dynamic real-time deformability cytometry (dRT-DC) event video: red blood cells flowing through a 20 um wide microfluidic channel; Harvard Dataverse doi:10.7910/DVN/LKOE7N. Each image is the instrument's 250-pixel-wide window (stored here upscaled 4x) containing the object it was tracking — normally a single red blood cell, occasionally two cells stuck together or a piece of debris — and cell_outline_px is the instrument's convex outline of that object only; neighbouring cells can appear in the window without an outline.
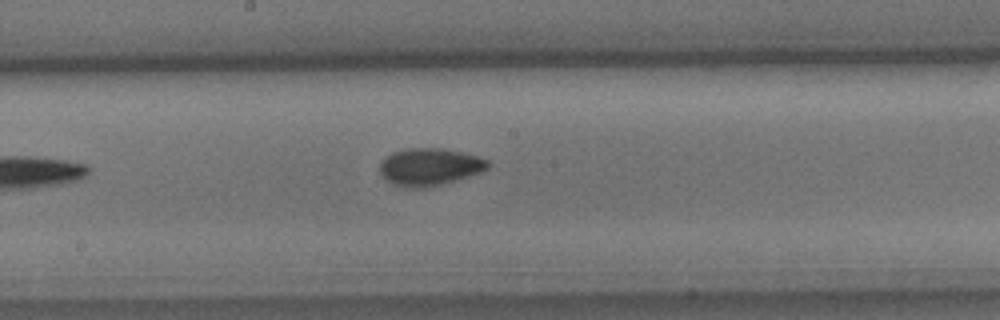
{"species": "common noctule bat (a hibernating species)", "species_latin": "Nyctalus noctula", "temperature_condition": "cold", "stored_images_in_passage": 7, "segment_of_instrument_passage": [1, 2], "camera_frame_rate_fps": 3000, "um_per_image_px": 0.085, "animal": {"sex": "male", "body_mass_g": 15.6}, "frame": {"image": 1, "passage_image": 6, "time_ms": 6.0, "image_size_px": [1000, 320], "cell_outline_px": [[492, 164], [488, 168], [480, 172], [456, 180], [424, 188], [408, 188], [396, 184], [388, 180], [380, 172], [380, 164], [384, 156], [392, 152], [408, 148], [440, 148], [460, 152], [476, 156], [488, 160]], "centroid_in_image_um": [36.51, 14.17], "position_along_channel_um": 211.7, "area_um2": 23.29}}